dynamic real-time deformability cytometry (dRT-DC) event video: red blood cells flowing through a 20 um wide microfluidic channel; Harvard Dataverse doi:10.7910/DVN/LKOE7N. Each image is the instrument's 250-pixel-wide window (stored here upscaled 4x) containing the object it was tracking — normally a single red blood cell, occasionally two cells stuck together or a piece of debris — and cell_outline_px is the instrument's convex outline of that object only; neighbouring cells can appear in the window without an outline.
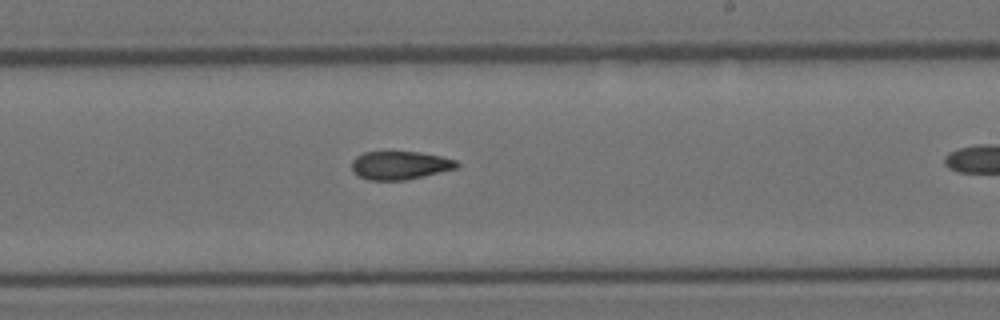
{"species": "Egyptian fruit bat (a non-hibernating species)", "species_latin": "Rousettus aegyptiacus", "temperature_condition": "room temperature", "stored_images_in_passage": 18, "camera_frame_rate_fps": 3000, "um_per_image_px": 0.085, "animal": {"sex": "female"}, "frame": {"image": 1, "passage_image": 11, "time_ms": 3.333, "image_size_px": [1000, 320], "cell_outline_px": [[460, 164], [456, 168], [440, 172], [404, 180], [368, 180], [352, 172], [352, 160], [356, 156], [364, 152], [420, 152], [440, 156], [456, 160]], "centroid_in_image_um": [33.97, 14.05], "position_along_channel_um": 255.0, "area_um2": 17.22}}
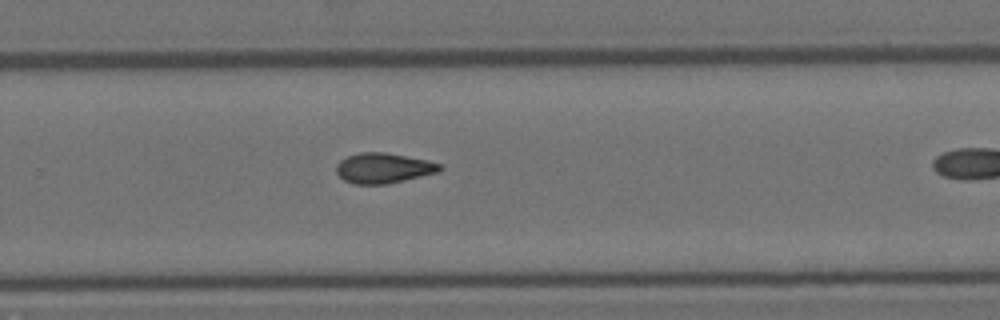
{"frame": {"image": 2, "passage_image": 13, "time_ms": 4.0, "image_size_px": [1000, 320], "cell_outline_px": [[444, 168], [440, 172], [388, 184], [352, 184], [344, 180], [336, 172], [336, 164], [340, 160], [348, 156], [360, 152], [384, 152], [428, 160], [440, 164]], "centroid_in_image_um": [32.61, 14.29], "position_along_channel_um": 297.2, "area_um2": 18.38}}